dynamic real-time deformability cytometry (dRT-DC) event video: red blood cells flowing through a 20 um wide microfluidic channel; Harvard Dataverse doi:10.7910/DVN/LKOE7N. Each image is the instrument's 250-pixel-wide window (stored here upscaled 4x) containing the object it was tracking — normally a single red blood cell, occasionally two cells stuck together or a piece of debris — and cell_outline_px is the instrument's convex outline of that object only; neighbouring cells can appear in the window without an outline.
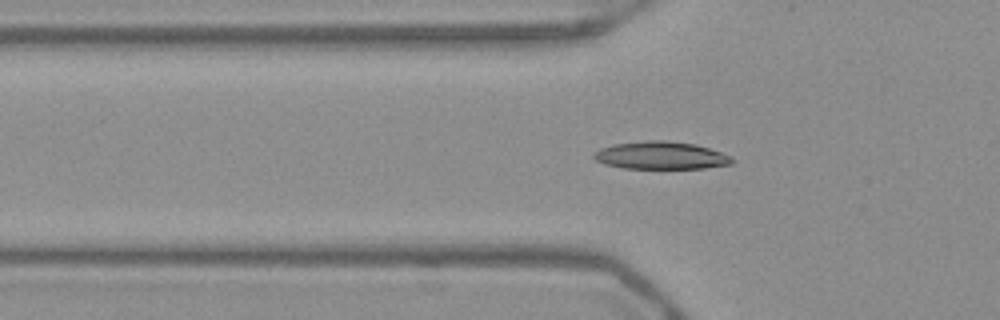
{"species": "Egyptian fruit bat (a non-hibernating species)", "species_latin": "Rousettus aegyptiacus", "temperature_condition": "warm", "stored_images_in_passage": 37, "camera_frame_rate_fps": 3000, "um_per_image_px": 0.085, "frame": {"image": 1, "passage_image": 6, "time_ms": 1.667, "image_size_px": [1000, 320], "cell_outline_px": [[732, 164], [704, 168], [624, 168], [604, 164], [596, 160], [592, 156], [600, 148], [616, 144], [648, 140], [664, 140], [696, 144], [732, 156]], "centroid_in_image_um": [56.18, 13.21], "position_along_channel_um": 69.6, "area_um2": 22.08}}
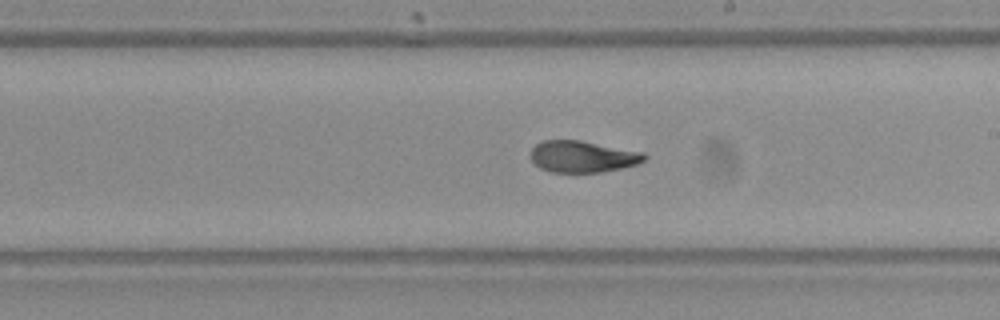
{"frame": {"image": 2, "passage_image": 19, "time_ms": 6.0, "image_size_px": [1000, 320], "cell_outline_px": [[648, 156], [644, 160], [636, 164], [620, 168], [600, 172], [552, 172], [540, 168], [532, 160], [532, 148], [536, 144], [544, 140], [580, 140], [644, 152]], "centroid_in_image_um": [49.54, 13.3], "position_along_channel_um": 239.5, "area_um2": 20.75}}
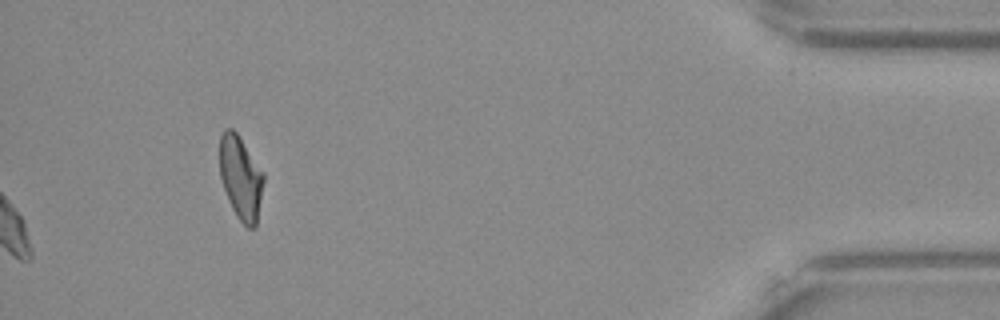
{"frame": {"image": 3, "passage_image": 37, "time_ms": 12.0, "image_size_px": [1000, 320], "cell_outline_px": [[264, 180], [256, 228], [248, 228], [236, 216], [228, 200], [220, 176], [220, 132], [224, 128], [232, 128], [236, 132], [264, 172]], "centroid_in_image_um": [20.46, 15.1], "position_along_channel_um": 414.7, "area_um2": 21.44}, "authors_computed_cell_mechanics": {"area_um2": 21.5016, "velocity_mm_per_s": 3.9201, "shape_relaxation_time_tau1_ms": 5.2246, "shape_relaxation_time_tau2_ms": 1.2494, "deformation_change_tau1": 0.1694, "deformation_change_tau2": 0.0649}}